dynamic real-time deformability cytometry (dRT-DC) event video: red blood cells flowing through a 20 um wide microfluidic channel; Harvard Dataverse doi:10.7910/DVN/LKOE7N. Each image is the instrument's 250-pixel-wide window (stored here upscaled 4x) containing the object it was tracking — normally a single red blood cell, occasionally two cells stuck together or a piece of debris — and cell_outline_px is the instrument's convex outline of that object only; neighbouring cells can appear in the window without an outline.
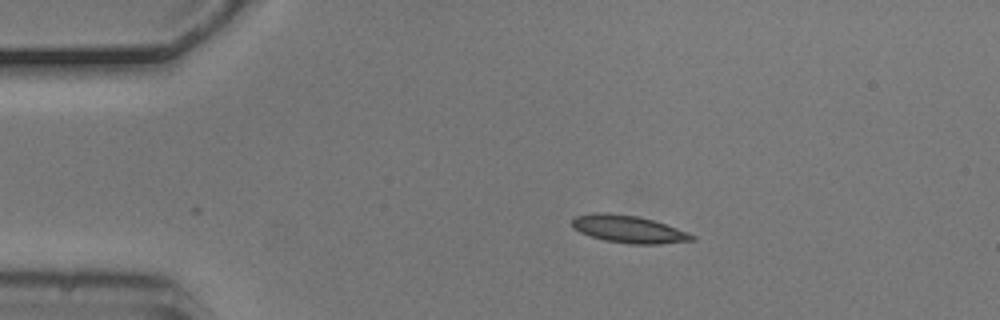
{"species": "common noctule bat (a hibernating species)", "species_latin": "Nyctalus noctula", "temperature_condition": "cold", "stored_images_in_passage": 5, "camera_frame_rate_fps": 3000, "um_per_image_px": 0.085, "animal": {"sex": "male", "body_mass_g": 20.5, "forearm_length_mm": 52.5}, "frame": {"image": 1, "passage_image": 1, "time_ms": 0.0, "image_size_px": [1000, 320], "cell_outline_px": [[696, 240], [660, 244], [628, 244], [604, 240], [580, 232], [572, 228], [572, 220], [576, 216], [596, 212], [608, 212], [636, 216], [652, 220], [688, 232], [696, 236]], "centroid_in_image_um": [53.43, 19.48], "position_along_channel_um": 31.6, "area_um2": 19.13}}
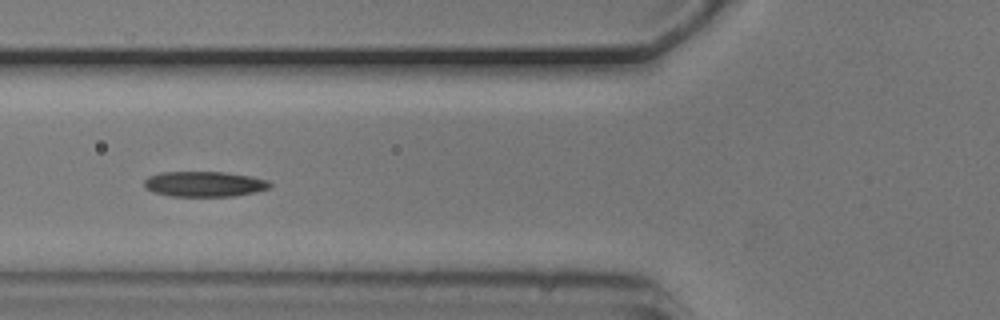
{"frame": {"image": 2, "passage_image": 4, "time_ms": 1.0, "image_size_px": [1000, 320], "cell_outline_px": [[272, 188], [256, 192], [232, 196], [168, 196], [152, 192], [144, 188], [144, 180], [148, 176], [160, 172], [224, 172], [252, 176], [268, 180], [272, 184]], "centroid_in_image_um": [17.37, 15.64], "position_along_channel_um": 108.4, "area_um2": 18.84}}
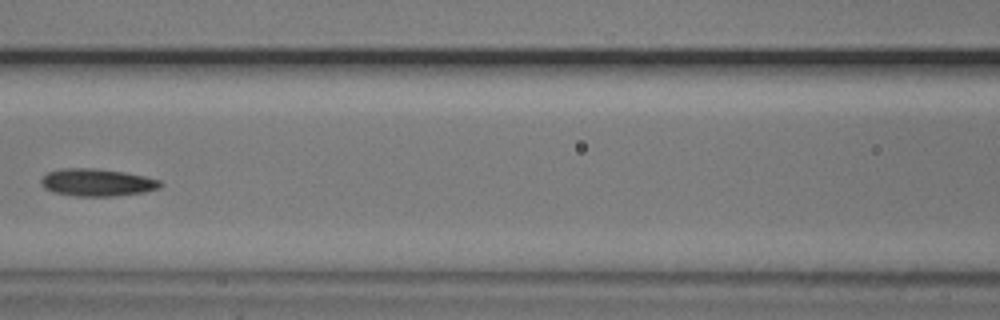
{"frame": {"image": 3, "passage_image": 5, "time_ms": 1.333, "image_size_px": [1000, 320], "cell_outline_px": [[164, 184], [160, 188], [144, 192], [116, 196], [76, 196], [52, 192], [44, 188], [40, 184], [40, 180], [48, 172], [64, 168], [92, 168], [124, 172], [144, 176], [160, 180]], "centroid_in_image_um": [8.26, 15.51], "position_along_channel_um": 158.3, "area_um2": 19.13}}